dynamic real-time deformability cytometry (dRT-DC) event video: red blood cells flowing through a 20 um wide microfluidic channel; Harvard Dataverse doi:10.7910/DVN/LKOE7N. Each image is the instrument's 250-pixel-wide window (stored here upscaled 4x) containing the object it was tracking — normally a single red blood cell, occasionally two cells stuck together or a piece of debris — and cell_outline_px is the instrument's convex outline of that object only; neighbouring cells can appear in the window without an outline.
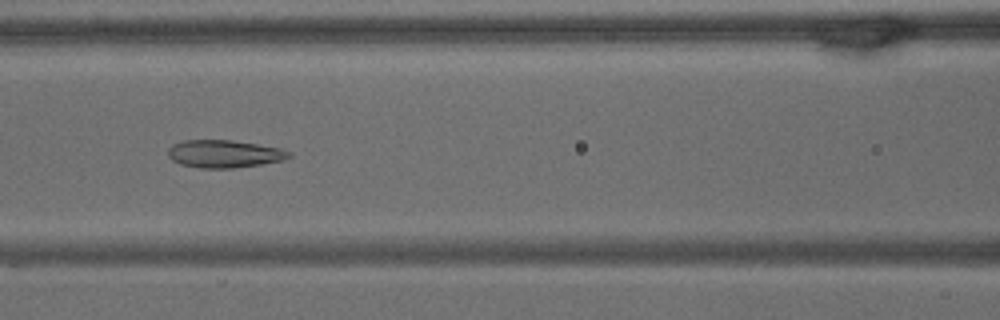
{"species": "common noctule bat (a hibernating species)", "species_latin": "Nyctalus noctula", "temperature_condition": "warm", "stored_images_in_passage": 66, "segment_of_instrument_passage": [1, 2], "camera_frame_rate_fps": 3000, "um_per_image_px": 0.085, "animal": {"sex": "male", "body_mass_g": 15.6}, "frame": {"image": 1, "passage_image": 28, "time_ms": 9.0, "image_size_px": [1000, 320], "cell_outline_px": [[292, 156], [284, 160], [260, 164], [232, 168], [200, 168], [180, 164], [172, 160], [168, 156], [168, 148], [172, 144], [184, 140], [232, 140], [280, 148], [292, 152]], "centroid_in_image_um": [19.05, 13.07], "position_along_channel_um": 147.5, "area_um2": 19.54}}
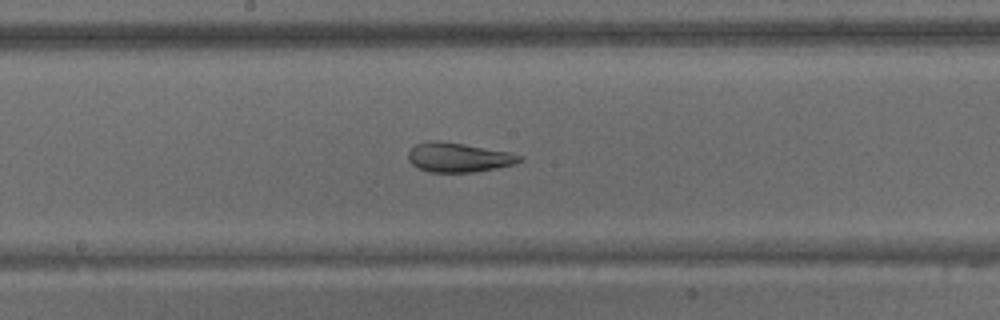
{"frame": {"image": 2, "passage_image": 34, "time_ms": 11.0, "image_size_px": [1000, 320], "cell_outline_px": [[524, 160], [516, 164], [476, 172], [428, 172], [412, 164], [408, 160], [408, 152], [416, 144], [428, 140], [436, 140], [464, 144], [508, 152], [524, 156]], "centroid_in_image_um": [38.99, 13.38], "position_along_channel_um": 209.2, "area_um2": 19.13}}
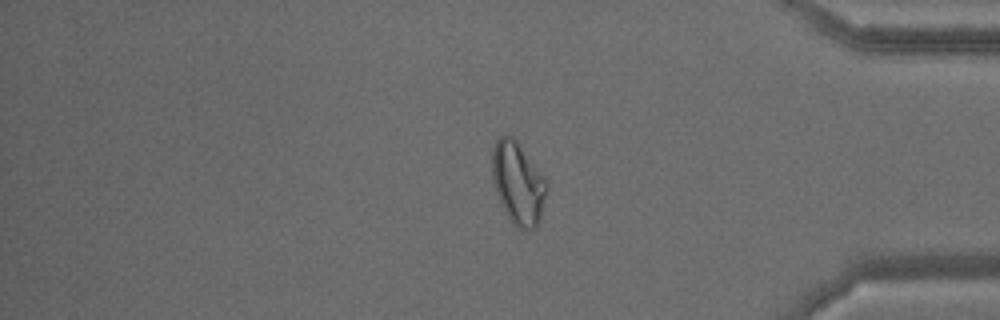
{"frame": {"image": 3, "passage_image": 54, "time_ms": 17.667, "image_size_px": [1000, 320], "cell_outline_px": [[548, 184], [540, 220], [536, 228], [516, 228], [508, 216], [496, 192], [492, 180], [492, 148], [496, 140], [500, 136], [512, 136], [520, 144], [544, 176]], "centroid_in_image_um": [44.03, 15.54], "position_along_channel_um": 391.2, "area_um2": 26.01}}